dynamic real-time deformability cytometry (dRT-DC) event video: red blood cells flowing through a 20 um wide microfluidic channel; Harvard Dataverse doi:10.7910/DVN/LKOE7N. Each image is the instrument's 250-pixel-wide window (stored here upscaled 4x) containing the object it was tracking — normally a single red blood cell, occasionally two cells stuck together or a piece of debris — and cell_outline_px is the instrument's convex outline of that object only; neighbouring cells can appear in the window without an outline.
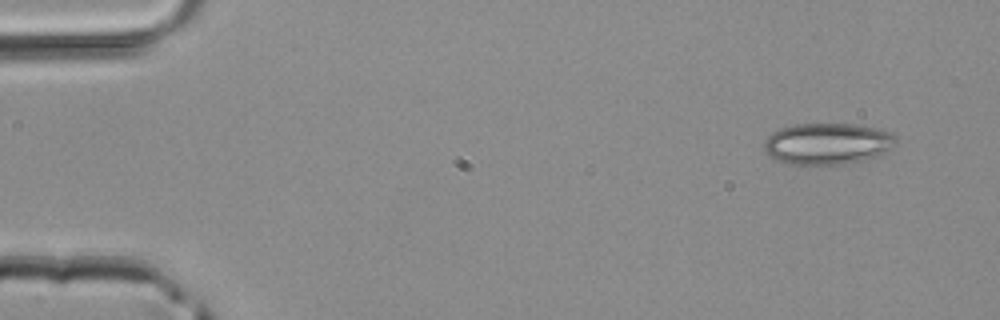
{"species": "common noctule bat (a hibernating species)", "species_latin": "Nyctalus noctula", "temperature_condition": "room temperature", "stored_images_in_passage": 3, "camera_frame_rate_fps": 3000, "um_per_image_px": 0.085, "animal": {"sex": "male", "body_mass_g": 20.4}, "frame": {"image": 1, "passage_image": 1, "time_ms": 0.0, "image_size_px": [1000, 320], "cell_outline_px": [[896, 144], [884, 152], [876, 156], [864, 160], [844, 164], [788, 164], [776, 160], [764, 148], [764, 140], [772, 132], [780, 128], [792, 124], [856, 124], [876, 128], [892, 132], [896, 136]], "centroid_in_image_um": [70.34, 12.2], "position_along_channel_um": 14.7, "area_um2": 31.85}}